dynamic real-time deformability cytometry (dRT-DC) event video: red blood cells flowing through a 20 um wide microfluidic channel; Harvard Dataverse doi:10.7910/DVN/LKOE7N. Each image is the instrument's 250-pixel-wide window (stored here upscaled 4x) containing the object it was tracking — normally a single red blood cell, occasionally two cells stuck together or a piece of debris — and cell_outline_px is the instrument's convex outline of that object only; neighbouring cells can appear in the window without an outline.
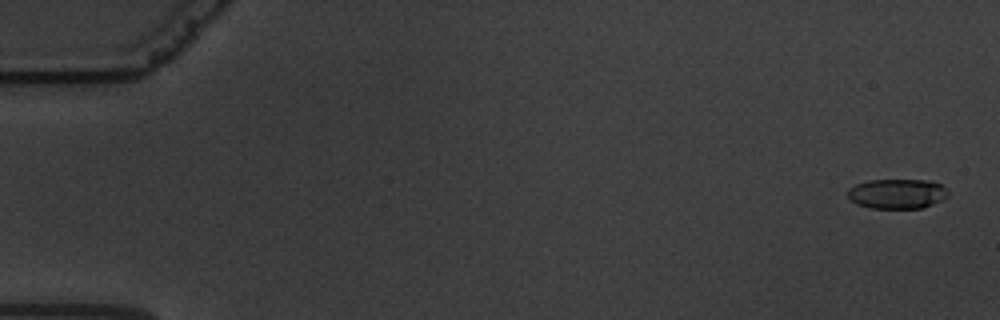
{"species": "common noctule bat (a hibernating species)", "species_latin": "Nyctalus noctula", "temperature_condition": "warm", "stored_images_in_passage": 11, "camera_frame_rate_fps": 3000, "um_per_image_px": 0.085, "animal": {"sex": "male", "body_mass_g": 19.5, "forearm_length_mm": 54.6}, "frame": {"image": 1, "passage_image": 2, "time_ms": 0.333, "image_size_px": [1000, 320], "cell_outline_px": [[948, 196], [932, 204], [920, 208], [872, 208], [856, 204], [848, 196], [848, 188], [856, 184], [868, 180], [928, 180], [940, 184], [948, 192]], "centroid_in_image_um": [76.23, 16.46], "position_along_channel_um": 8.8, "area_um2": 17.28}}